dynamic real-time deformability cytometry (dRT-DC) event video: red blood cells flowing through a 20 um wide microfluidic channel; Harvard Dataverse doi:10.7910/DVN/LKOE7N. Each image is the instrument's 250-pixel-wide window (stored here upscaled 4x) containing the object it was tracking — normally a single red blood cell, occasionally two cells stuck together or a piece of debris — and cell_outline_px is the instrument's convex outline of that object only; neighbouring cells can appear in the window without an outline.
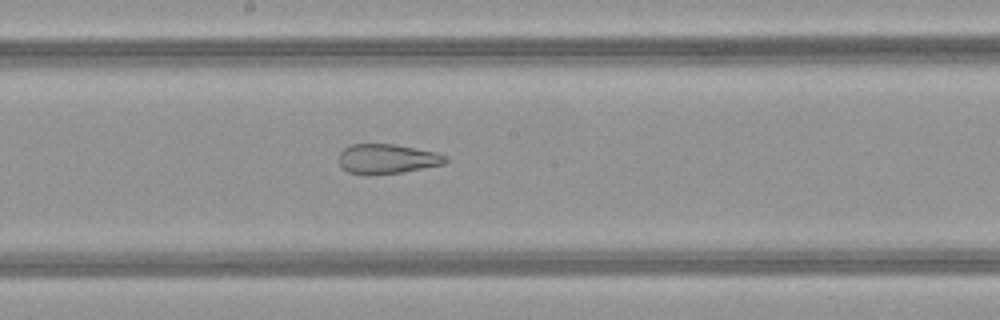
{"species": "common noctule bat (a hibernating species)", "species_latin": "Nyctalus noctula", "temperature_condition": "warm", "stored_images_in_passage": 48, "camera_frame_rate_fps": 3000, "um_per_image_px": 0.085, "animal": {"sex": "female", "body_mass_g": 21.9}, "frame": {"image": 1, "passage_image": 25, "time_ms": 8.0, "image_size_px": [1000, 320], "cell_outline_px": [[448, 160], [444, 164], [400, 172], [376, 176], [364, 176], [348, 172], [340, 164], [340, 152], [344, 148], [352, 144], [396, 144], [436, 152], [448, 156]], "centroid_in_image_um": [32.9, 13.52], "position_along_channel_um": 215.3, "area_um2": 18.67}}
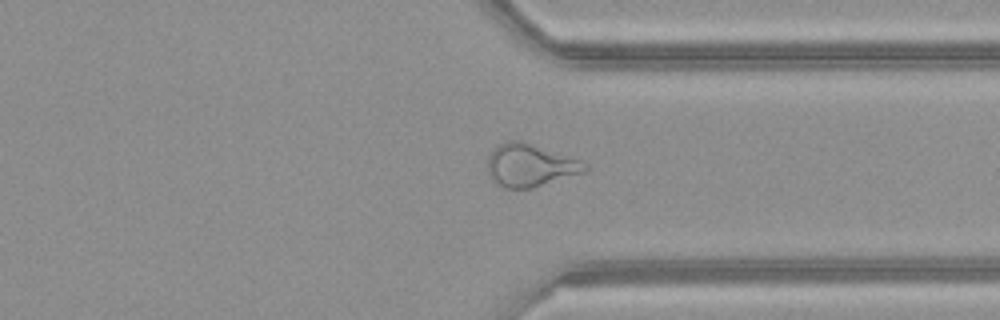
{"frame": {"image": 2, "passage_image": 36, "time_ms": 11.667, "image_size_px": [1000, 320], "cell_outline_px": [[588, 168], [584, 172], [532, 188], [504, 188], [496, 184], [492, 180], [488, 172], [488, 156], [496, 144], [508, 140], [520, 140], [580, 160], [588, 164]], "centroid_in_image_um": [45.02, 14.05], "position_along_channel_um": 366.4, "area_um2": 24.16}}
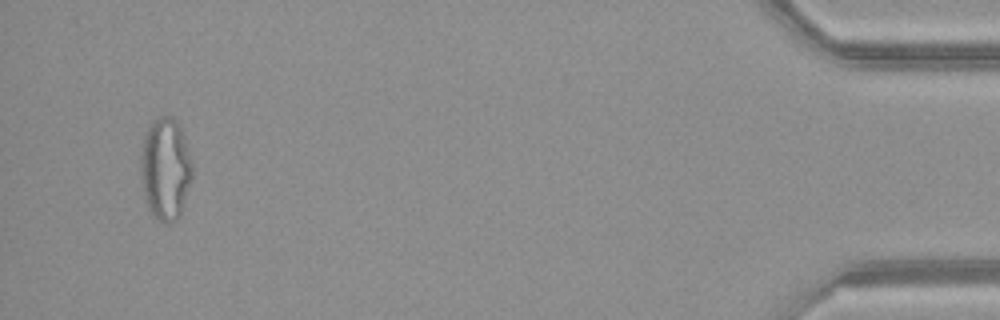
{"frame": {"image": 3, "passage_image": 46, "time_ms": 15.0, "image_size_px": [1000, 320], "cell_outline_px": [[192, 176], [180, 216], [176, 220], [168, 224], [164, 224], [156, 220], [152, 216], [148, 208], [140, 176], [140, 152], [144, 136], [152, 120], [160, 116], [172, 116], [180, 124], [192, 164]], "centroid_in_image_um": [14.04, 14.36], "position_along_channel_um": 421.2, "area_um2": 31.1}, "authors_computed_cell_mechanics": {"area_um2": 26.8192, "velocity_mm_per_s": 4.1332, "shape_relaxation_time_tau1_ms": null, "shape_relaxation_time_tau2_ms": 1.6135, "deformation_change_tau1": null, "deformation_change_tau2": 0.1084}}